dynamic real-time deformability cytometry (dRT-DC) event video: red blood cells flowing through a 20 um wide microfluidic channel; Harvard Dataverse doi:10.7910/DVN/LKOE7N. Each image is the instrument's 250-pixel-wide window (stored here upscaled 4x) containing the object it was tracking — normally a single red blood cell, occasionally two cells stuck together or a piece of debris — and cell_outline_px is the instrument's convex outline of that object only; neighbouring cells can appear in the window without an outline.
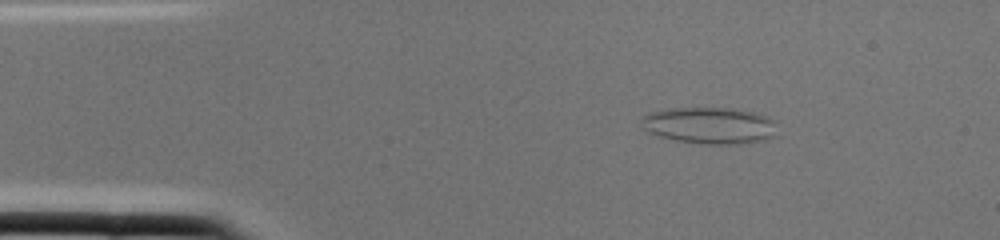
{"species": "common noctule bat (a hibernating species)", "species_latin": "Nyctalus noctula", "temperature_condition": "cold", "stored_images_in_passage": 2, "segment_of_instrument_passage": [2, 2], "camera_frame_rate_fps": 3000, "um_per_image_px": 0.085, "animal": {"sex": "female", "body_mass_g": 22.0, "forearm_length_mm": 56.7}, "frame": {"image": 1, "passage_image": 2, "time_ms": 0.333, "image_size_px": [1000, 240], "cell_outline_px": [[776, 136], [768, 140], [740, 144], [704, 144], [672, 140], [648, 132], [644, 128], [640, 120], [640, 116], [648, 112], [672, 108], [732, 108], [752, 112], [768, 116], [772, 120]], "centroid_in_image_um": [60.29, 10.67], "position_along_channel_um": 24.7, "area_um2": 29.25}}